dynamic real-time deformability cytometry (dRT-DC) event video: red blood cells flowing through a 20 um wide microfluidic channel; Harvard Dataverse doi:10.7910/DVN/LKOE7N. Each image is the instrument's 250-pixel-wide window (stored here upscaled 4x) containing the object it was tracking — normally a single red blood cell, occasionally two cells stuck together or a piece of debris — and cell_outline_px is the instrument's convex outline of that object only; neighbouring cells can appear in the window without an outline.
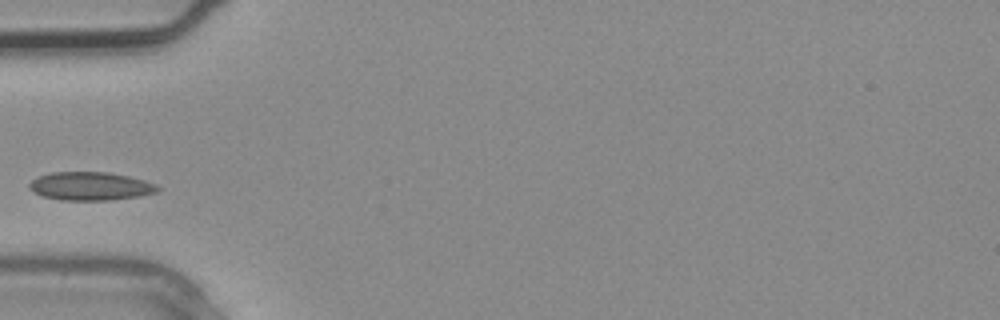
{"species": "common noctule bat (a hibernating species)", "species_latin": "Nyctalus noctula", "temperature_condition": "warm", "stored_images_in_passage": 2, "camera_frame_rate_fps": 3000, "um_per_image_px": 0.085, "animal": {"sex": "male", "body_mass_g": 20.4}, "frame": {"image": 1, "passage_image": 2, "time_ms": 0.333, "image_size_px": [1000, 320], "cell_outline_px": [[160, 188], [156, 192], [140, 196], [112, 200], [60, 200], [44, 196], [28, 188], [28, 184], [32, 180], [40, 176], [52, 172], [108, 172], [128, 176], [144, 180], [156, 184]], "centroid_in_image_um": [7.7, 15.82], "position_along_channel_um": 77.3, "area_um2": 21.1}}